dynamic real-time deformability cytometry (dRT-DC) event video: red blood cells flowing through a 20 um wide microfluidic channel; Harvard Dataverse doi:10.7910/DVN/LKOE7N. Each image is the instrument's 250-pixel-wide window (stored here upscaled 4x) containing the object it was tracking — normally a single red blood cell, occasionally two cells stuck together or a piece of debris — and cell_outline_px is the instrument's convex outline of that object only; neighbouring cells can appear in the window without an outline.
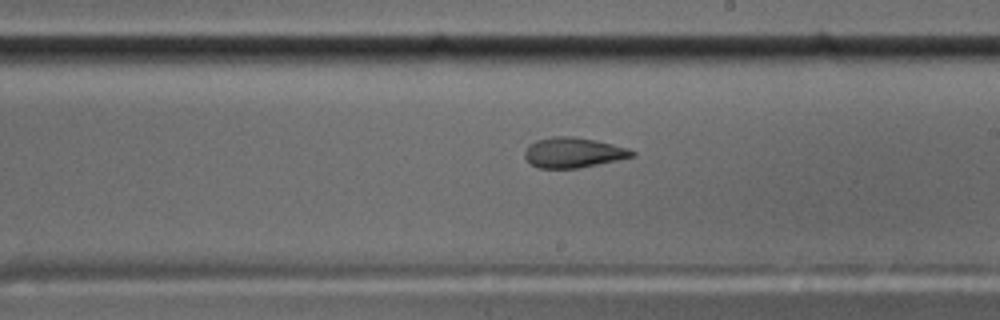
{"species": "common noctule bat (a hibernating species)", "species_latin": "Nyctalus noctula", "temperature_condition": "cold", "stored_images_in_passage": 33, "camera_frame_rate_fps": 3000, "um_per_image_px": 0.085, "animal": {"sex": "male", "body_mass_g": 17.5, "forearm_length_mm": 52.3}, "frame": {"image": 1, "passage_image": 19, "time_ms": 6.0, "image_size_px": [1000, 320], "cell_outline_px": [[636, 156], [580, 168], [540, 168], [532, 164], [524, 156], [524, 152], [528, 144], [536, 140], [552, 136], [572, 136], [596, 140], [628, 148], [636, 152]], "centroid_in_image_um": [48.74, 12.96], "position_along_channel_um": 240.3, "area_um2": 18.96}}